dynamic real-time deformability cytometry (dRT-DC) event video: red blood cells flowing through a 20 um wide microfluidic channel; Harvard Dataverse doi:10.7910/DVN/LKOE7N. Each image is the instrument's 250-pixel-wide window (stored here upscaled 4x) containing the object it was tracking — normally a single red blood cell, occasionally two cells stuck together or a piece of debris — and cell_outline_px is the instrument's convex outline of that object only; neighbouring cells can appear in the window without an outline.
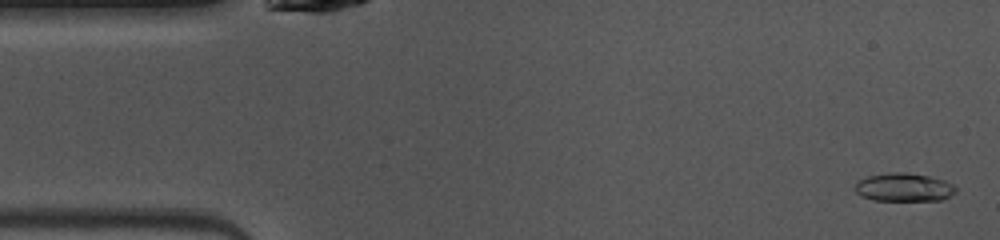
{"species": "common noctule bat (a hibernating species)", "species_latin": "Nyctalus noctula", "temperature_condition": "warm", "stored_images_in_passage": 47, "camera_frame_rate_fps": 3000, "um_per_image_px": 0.085, "animal": {"sex": "female", "body_mass_g": 10.0, "forearm_length_mm": 53.1}, "frame": {"image": 1, "passage_image": 1, "time_ms": 0.0, "image_size_px": [1000, 240], "cell_outline_px": [[956, 192], [940, 200], [872, 200], [860, 196], [856, 192], [856, 184], [860, 180], [868, 176], [892, 172], [904, 172], [928, 176], [944, 180], [952, 184], [956, 188]], "centroid_in_image_um": [76.82, 15.92], "position_along_channel_um": 8.2, "area_um2": 16.42}}
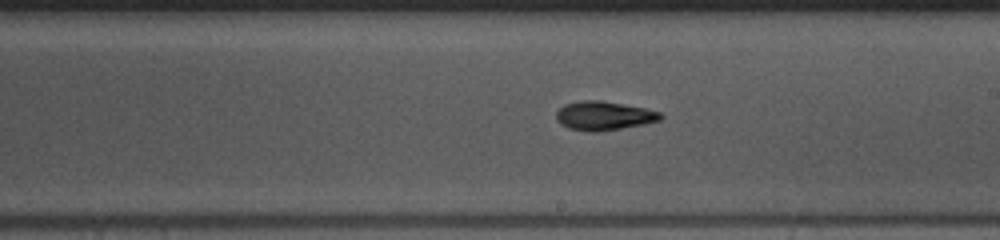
{"frame": {"image": 2, "passage_image": 25, "time_ms": 8.0, "image_size_px": [1000, 240], "cell_outline_px": [[664, 116], [660, 120], [644, 124], [596, 132], [588, 132], [568, 128], [560, 124], [556, 120], [556, 112], [564, 104], [580, 100], [600, 100], [644, 108], [660, 112]], "centroid_in_image_um": [51.29, 9.84], "position_along_channel_um": 237.7, "area_um2": 17.57}}
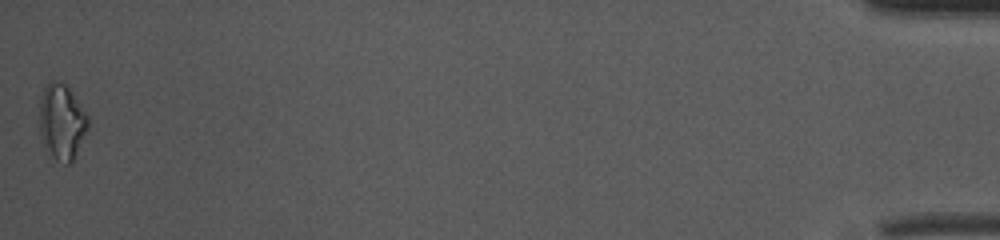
{"frame": {"image": 3, "passage_image": 47, "time_ms": 15.333, "image_size_px": [1000, 240], "cell_outline_px": [[88, 128], [72, 160], [68, 164], [64, 164], [56, 160], [52, 156], [40, 132], [40, 100], [44, 88], [52, 80], [68, 84], [88, 116]], "centroid_in_image_um": [5.27, 10.3], "position_along_channel_um": 429.9, "area_um2": 20.98}, "authors_computed_cell_mechanics": {"area_um2": 16.8198, "velocity_mm_per_s": 4.0692, "shape_relaxation_time_tau1_ms": 2.4012, "shape_relaxation_time_tau2_ms": 8.6774, "deformation_change_tau1": 0.1585, "deformation_change_tau2": 0.1637}}